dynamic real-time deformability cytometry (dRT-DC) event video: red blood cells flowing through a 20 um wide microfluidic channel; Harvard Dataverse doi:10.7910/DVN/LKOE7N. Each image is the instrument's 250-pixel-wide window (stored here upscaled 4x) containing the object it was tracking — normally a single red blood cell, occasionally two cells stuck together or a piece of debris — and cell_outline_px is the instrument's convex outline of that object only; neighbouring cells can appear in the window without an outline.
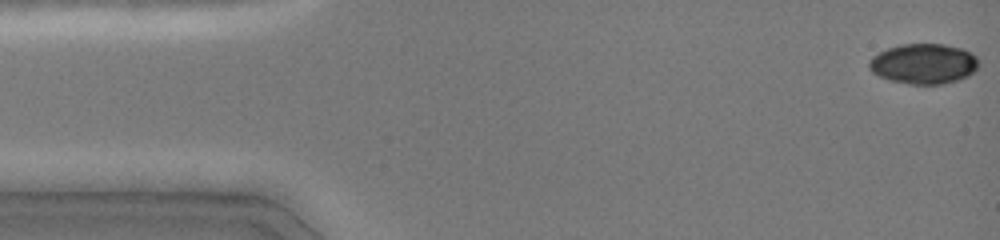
{"species": "common noctule bat (a hibernating species)", "species_latin": "Nyctalus noctula", "temperature_condition": "cold", "stored_images_in_passage": 19, "camera_frame_rate_fps": 3000, "um_per_image_px": 0.085, "animal": {"sex": "female", "body_mass_g": 19.0, "forearm_length_mm": 51.5}, "frame": {"image": 1, "passage_image": 1, "time_ms": 0.0, "image_size_px": [1000, 240], "cell_outline_px": [[980, 64], [968, 76], [944, 84], [908, 84], [888, 80], [872, 72], [868, 68], [868, 60], [872, 56], [888, 48], [900, 44], [944, 44], [960, 48], [972, 52], [980, 60]], "centroid_in_image_um": [78.5, 5.42], "position_along_channel_um": 6.5, "area_um2": 25.89}}
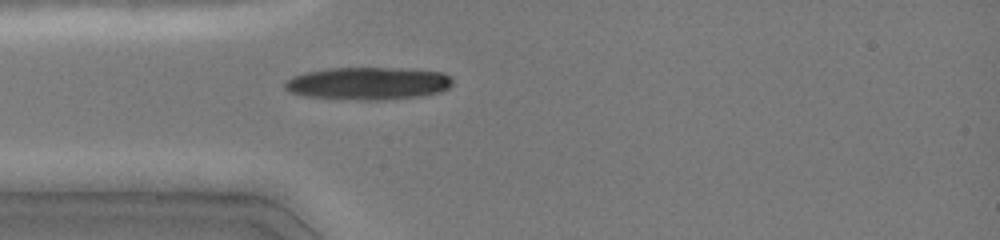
{"frame": {"image": 2, "passage_image": 13, "time_ms": 4.0, "image_size_px": [1000, 240], "cell_outline_px": [[452, 84], [448, 88], [440, 92], [420, 96], [384, 100], [360, 100], [304, 96], [292, 92], [284, 88], [284, 80], [292, 76], [304, 72], [328, 68], [400, 68], [444, 72], [452, 76]], "centroid_in_image_um": [31.29, 7.08], "position_along_channel_um": 53.7, "area_um2": 32.14}}